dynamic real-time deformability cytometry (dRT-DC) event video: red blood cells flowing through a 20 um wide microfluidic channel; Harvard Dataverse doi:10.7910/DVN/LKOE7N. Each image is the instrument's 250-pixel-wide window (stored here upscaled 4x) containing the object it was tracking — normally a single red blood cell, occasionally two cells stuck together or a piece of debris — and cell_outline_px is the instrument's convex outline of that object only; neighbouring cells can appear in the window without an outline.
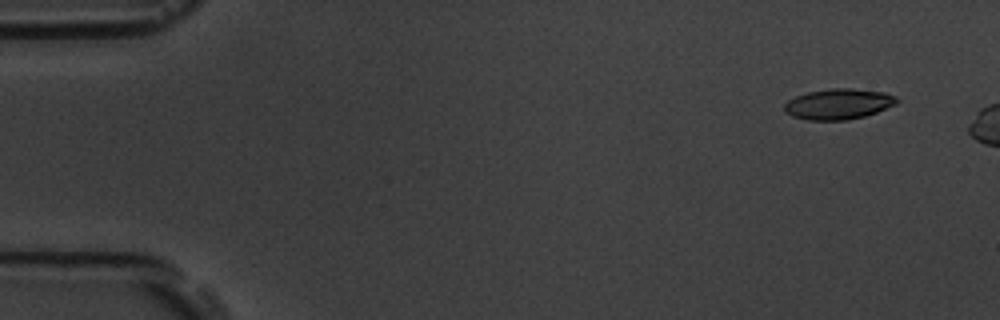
{"species": "common noctule bat (a hibernating species)", "species_latin": "Nyctalus noctula", "temperature_condition": "room temperature", "stored_images_in_passage": 3, "camera_frame_rate_fps": 3000, "um_per_image_px": 0.085, "animal": {"sex": "male", "body_mass_g": 19.5, "forearm_length_mm": 54.6}, "frame": {"image": 1, "passage_image": 1, "time_ms": 0.0, "image_size_px": [1000, 320], "cell_outline_px": [[900, 100], [896, 104], [876, 112], [864, 116], [848, 120], [808, 120], [792, 116], [784, 112], [784, 104], [788, 100], [796, 96], [808, 92], [832, 88], [852, 88], [884, 92], [896, 96]], "centroid_in_image_um": [71.27, 8.84], "position_along_channel_um": 13.7, "area_um2": 20.11}}